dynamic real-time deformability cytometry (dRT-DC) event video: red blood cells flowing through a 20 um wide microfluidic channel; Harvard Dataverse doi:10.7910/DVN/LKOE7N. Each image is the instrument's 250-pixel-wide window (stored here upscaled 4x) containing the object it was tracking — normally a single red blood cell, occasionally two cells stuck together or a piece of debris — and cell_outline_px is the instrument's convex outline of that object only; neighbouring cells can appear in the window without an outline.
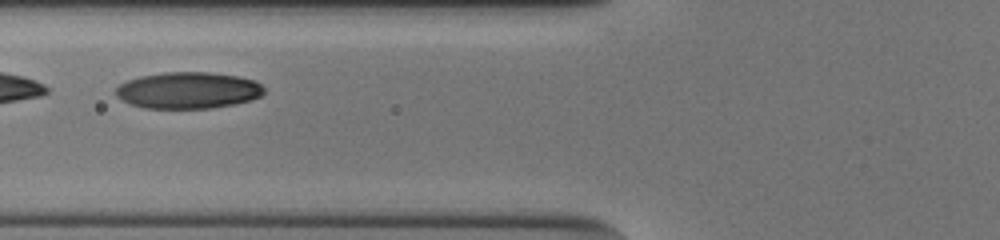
{"species": "human", "species_latin": "Homo sapiens", "temperature_condition": "cold", "stored_images_in_passage": 33, "camera_frame_rate_fps": 3000, "um_per_image_px": 0.085, "donor": {"sex": "male"}, "frame": {"image": 1, "passage_image": 10, "time_ms": 3.0, "image_size_px": [1000, 240], "cell_outline_px": [[264, 92], [260, 96], [252, 100], [236, 104], [212, 108], [144, 108], [128, 104], [120, 100], [116, 96], [116, 88], [120, 84], [128, 80], [140, 76], [164, 72], [208, 72], [236, 76], [256, 80], [264, 88]], "centroid_in_image_um": [15.98, 7.68], "position_along_channel_um": 109.8, "area_um2": 31.79}}
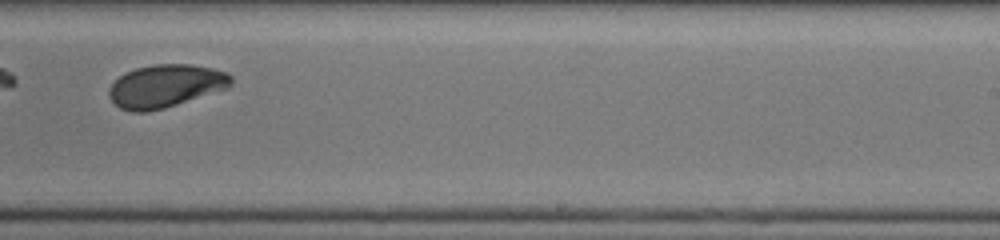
{"frame": {"image": 2, "passage_image": 23, "time_ms": 7.333, "image_size_px": [1000, 240], "cell_outline_px": [[232, 84], [228, 88], [164, 108], [148, 112], [132, 112], [120, 108], [108, 96], [108, 88], [124, 72], [136, 68], [152, 64], [188, 64], [212, 68], [228, 72], [232, 76]], "centroid_in_image_um": [14.07, 7.3], "position_along_channel_um": 274.9, "area_um2": 30.58}}
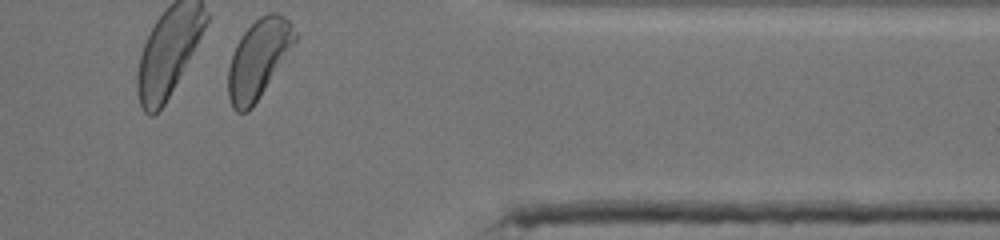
{"frame": {"image": 3, "passage_image": 33, "time_ms": 10.667, "image_size_px": [1000, 240], "cell_outline_px": [[296, 40], [252, 108], [248, 112], [236, 112], [232, 108], [228, 96], [228, 68], [232, 52], [240, 36], [260, 16], [268, 12], [276, 12], [284, 16], [292, 24], [296, 32]], "centroid_in_image_um": [21.93, 5.0], "position_along_channel_um": 389.5, "area_um2": 30.23}, "authors_computed_cell_mechanics": {"area_um2": 31.2698, "velocity_mm_per_s": 3.8247, "shape_relaxation_time_tau1_ms": 4.4266, "shape_relaxation_time_tau2_ms": 3.4622, "deformation_change_tau1": 0.1636, "deformation_change_tau2": 0.076}}